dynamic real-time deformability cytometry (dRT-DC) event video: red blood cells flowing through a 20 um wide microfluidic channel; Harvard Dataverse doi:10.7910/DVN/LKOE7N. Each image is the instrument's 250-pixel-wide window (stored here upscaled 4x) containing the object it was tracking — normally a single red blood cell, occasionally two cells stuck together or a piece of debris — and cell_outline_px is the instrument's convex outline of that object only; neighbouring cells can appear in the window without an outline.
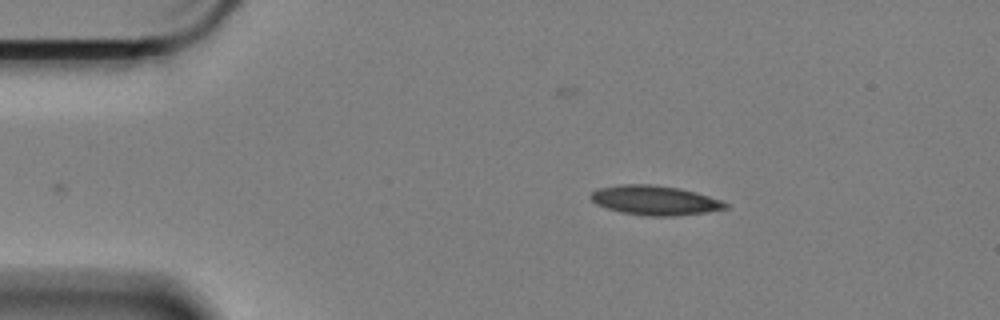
{"species": "Egyptian fruit bat (a non-hibernating species)", "species_latin": "Rousettus aegyptiacus", "temperature_condition": "cold", "stored_images_in_passage": 43, "camera_frame_rate_fps": 3000, "um_per_image_px": 0.085, "animal": {"sex": "female"}, "frame": {"image": 1, "passage_image": 1, "time_ms": 0.0, "image_size_px": [1000, 320], "cell_outline_px": [[732, 204], [728, 208], [708, 212], [676, 216], [648, 216], [624, 212], [608, 208], [596, 204], [588, 196], [596, 188], [620, 184], [652, 184], [680, 188], [696, 192], [724, 200]], "centroid_in_image_um": [55.73, 17.02], "position_along_channel_um": 29.3, "area_um2": 23.47}}
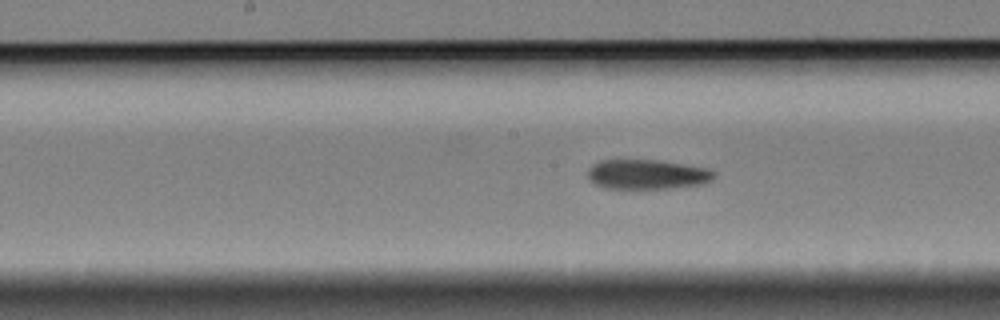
{"frame": {"image": 2, "passage_image": 20, "time_ms": 6.333, "image_size_px": [1000, 320], "cell_outline_px": [[716, 176], [712, 180], [704, 184], [672, 188], [608, 188], [596, 184], [588, 176], [588, 168], [592, 164], [600, 160], [656, 160], [708, 168], [716, 172]], "centroid_in_image_um": [55.05, 14.82], "position_along_channel_um": 193.2, "area_um2": 21.79}}
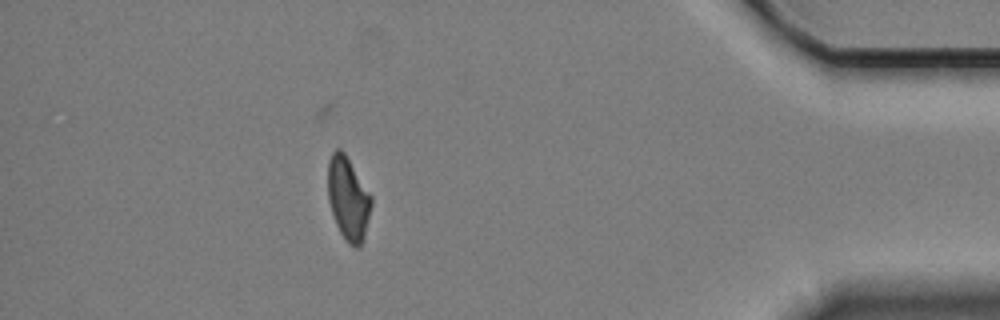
{"frame": {"image": 3, "passage_image": 43, "time_ms": 14.0, "image_size_px": [1000, 320], "cell_outline_px": [[372, 204], [364, 240], [360, 248], [356, 248], [348, 244], [344, 240], [336, 224], [328, 200], [328, 160], [332, 152], [336, 148], [340, 148], [344, 152], [372, 196]], "centroid_in_image_um": [29.6, 16.91], "position_along_channel_um": 405.6, "area_um2": 21.27}, "authors_computed_cell_mechanics": {"area_um2": 22.4842, "velocity_mm_per_s": 3.3724, "shape_relaxation_time_tau1_ms": null, "shape_relaxation_time_tau2_ms": 6.0186, "deformation_change_tau1": null, "deformation_change_tau2": 0.1449}}